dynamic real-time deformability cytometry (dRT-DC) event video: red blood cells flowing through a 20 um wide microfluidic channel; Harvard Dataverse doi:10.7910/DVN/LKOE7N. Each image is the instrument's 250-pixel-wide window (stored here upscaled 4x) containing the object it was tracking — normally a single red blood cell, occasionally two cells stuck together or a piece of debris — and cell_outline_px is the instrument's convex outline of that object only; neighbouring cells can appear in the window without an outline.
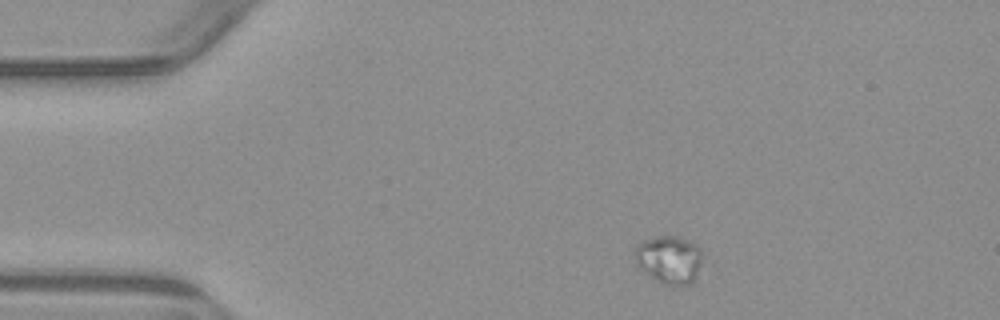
{"species": "common noctule bat (a hibernating species)", "species_latin": "Nyctalus noctula", "temperature_condition": "warm", "stored_images_in_passage": 3, "camera_frame_rate_fps": 3000, "um_per_image_px": 0.085, "animal": {"sex": "male", "body_mass_g": 23.1, "forearm_length_mm": 52.7}, "frame": {"image": 1, "passage_image": 1, "time_ms": 0.0, "image_size_px": [1000, 320], "cell_outline_px": [[700, 264], [696, 276], [692, 284], [664, 284], [656, 280], [644, 272], [636, 264], [636, 244], [644, 240], [660, 236], [680, 236], [696, 244], [700, 248]], "centroid_in_image_um": [56.87, 22.04], "position_along_channel_um": 28.1, "area_um2": 18.61}}